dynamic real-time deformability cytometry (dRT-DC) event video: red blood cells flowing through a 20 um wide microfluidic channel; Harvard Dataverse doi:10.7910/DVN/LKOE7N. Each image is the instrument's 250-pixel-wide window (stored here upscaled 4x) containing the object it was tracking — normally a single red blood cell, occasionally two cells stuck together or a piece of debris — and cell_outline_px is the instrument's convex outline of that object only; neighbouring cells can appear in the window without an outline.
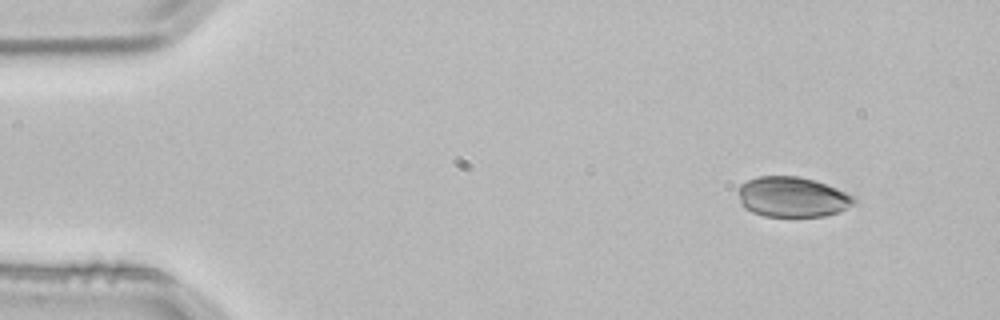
{"species": "common noctule bat (a hibernating species)", "species_latin": "Nyctalus noctula", "temperature_condition": "room temperature", "stored_images_in_passage": 2, "camera_frame_rate_fps": 3000, "um_per_image_px": 0.085, "animal": {"sex": "male", "body_mass_g": 21.5, "forearm_length_mm": 52.0}, "frame": {"image": 1, "passage_image": 1, "time_ms": 0.0, "image_size_px": [1000, 320], "cell_outline_px": [[856, 200], [852, 204], [840, 212], [824, 216], [764, 216], [752, 212], [744, 208], [740, 204], [736, 188], [740, 184], [748, 180], [760, 176], [796, 176], [812, 180], [836, 188], [852, 196]], "centroid_in_image_um": [67.27, 16.75], "position_along_channel_um": 17.7, "area_um2": 27.05}}